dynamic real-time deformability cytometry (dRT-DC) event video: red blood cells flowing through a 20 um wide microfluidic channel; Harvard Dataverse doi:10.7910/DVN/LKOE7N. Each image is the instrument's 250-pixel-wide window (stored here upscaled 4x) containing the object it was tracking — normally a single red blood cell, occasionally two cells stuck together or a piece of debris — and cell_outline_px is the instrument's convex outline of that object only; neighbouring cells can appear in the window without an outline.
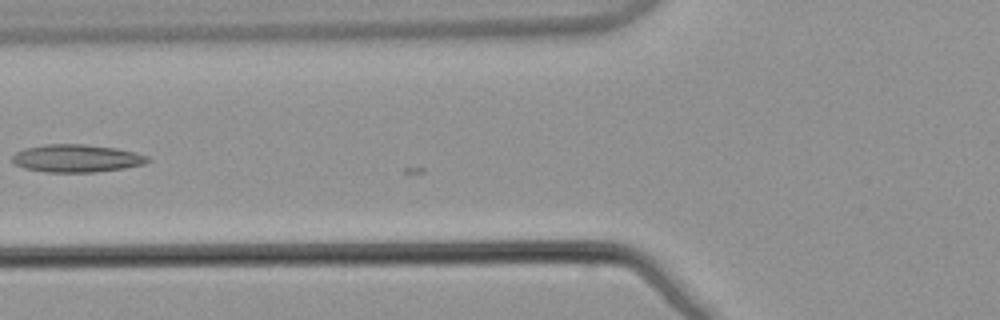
{"species": "common noctule bat (a hibernating species)", "species_latin": "Nyctalus noctula", "temperature_condition": "warm", "stored_images_in_passage": 12, "camera_frame_rate_fps": 3000, "um_per_image_px": 0.085, "animal": {"sex": "male", "body_mass_g": 21.5, "forearm_length_mm": 52.0}, "frame": {"image": 1, "passage_image": 11, "time_ms": 3.333, "image_size_px": [1000, 320], "cell_outline_px": [[152, 160], [144, 164], [124, 168], [96, 172], [44, 172], [24, 168], [16, 164], [12, 160], [12, 156], [16, 152], [24, 148], [44, 144], [84, 144], [116, 148], [148, 156]], "centroid_in_image_um": [6.5, 13.46], "position_along_channel_um": 119.3, "area_um2": 21.91}}